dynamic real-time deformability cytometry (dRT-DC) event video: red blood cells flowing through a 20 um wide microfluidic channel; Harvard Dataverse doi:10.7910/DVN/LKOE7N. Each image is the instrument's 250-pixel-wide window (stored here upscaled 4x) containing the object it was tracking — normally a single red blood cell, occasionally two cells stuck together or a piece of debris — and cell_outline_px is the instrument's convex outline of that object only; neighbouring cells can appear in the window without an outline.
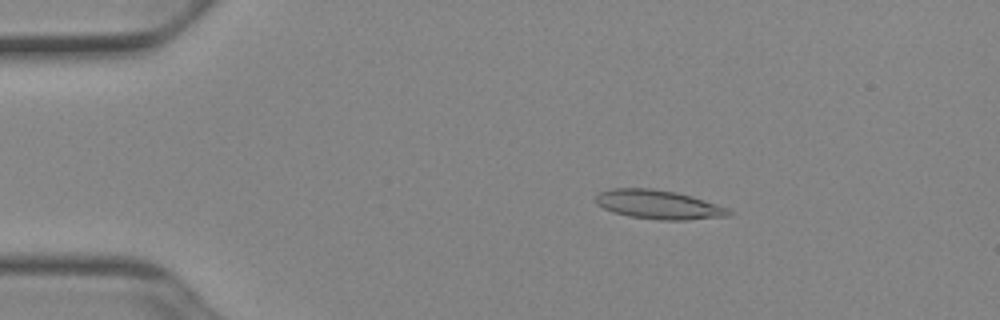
{"species": "Egyptian fruit bat (a non-hibernating species)", "species_latin": "Rousettus aegyptiacus", "temperature_condition": "cold", "stored_images_in_passage": 48, "camera_frame_rate_fps": 3000, "um_per_image_px": 0.085, "animal": {"sex": "female"}, "frame": {"image": 1, "passage_image": 6, "time_ms": 1.667, "image_size_px": [1000, 320], "cell_outline_px": [[732, 212], [728, 216], [684, 220], [664, 220], [628, 216], [604, 208], [596, 204], [596, 196], [600, 192], [612, 188], [652, 188], [676, 192], [692, 196], [728, 208]], "centroid_in_image_um": [55.97, 17.38], "position_along_channel_um": 29.0, "area_um2": 22.25}}
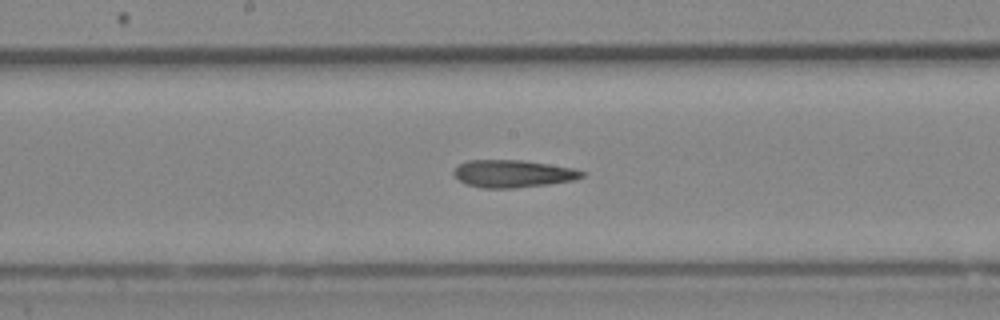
{"frame": {"image": 2, "passage_image": 24, "time_ms": 7.667, "image_size_px": [1000, 320], "cell_outline_px": [[584, 176], [576, 180], [548, 184], [512, 188], [480, 188], [468, 184], [460, 180], [452, 172], [460, 164], [468, 160], [524, 160], [576, 168], [584, 172]], "centroid_in_image_um": [43.65, 14.76], "position_along_channel_um": 204.6, "area_um2": 20.52}}
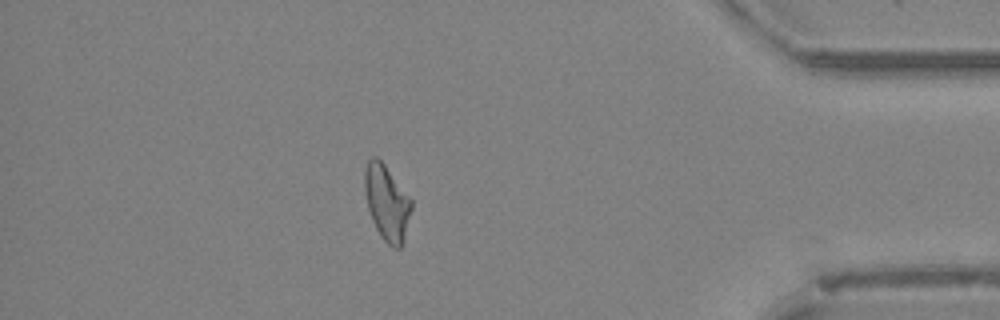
{"frame": {"image": 3, "passage_image": 42, "time_ms": 13.667, "image_size_px": [1000, 320], "cell_outline_px": [[412, 208], [404, 236], [400, 248], [392, 248], [380, 236], [372, 220], [368, 208], [364, 188], [364, 172], [368, 160], [372, 156], [376, 156], [384, 164], [412, 200]], "centroid_in_image_um": [32.86, 17.22], "position_along_channel_um": 402.3, "area_um2": 20.29}, "authors_computed_cell_mechanics": {"area_um2": 20.7502, "velocity_mm_per_s": 3.9296, "shape_relaxation_time_tau1_ms": null, "shape_relaxation_time_tau2_ms": 7.9652, "deformation_change_tau1": null, "deformation_change_tau2": 0.2253}}